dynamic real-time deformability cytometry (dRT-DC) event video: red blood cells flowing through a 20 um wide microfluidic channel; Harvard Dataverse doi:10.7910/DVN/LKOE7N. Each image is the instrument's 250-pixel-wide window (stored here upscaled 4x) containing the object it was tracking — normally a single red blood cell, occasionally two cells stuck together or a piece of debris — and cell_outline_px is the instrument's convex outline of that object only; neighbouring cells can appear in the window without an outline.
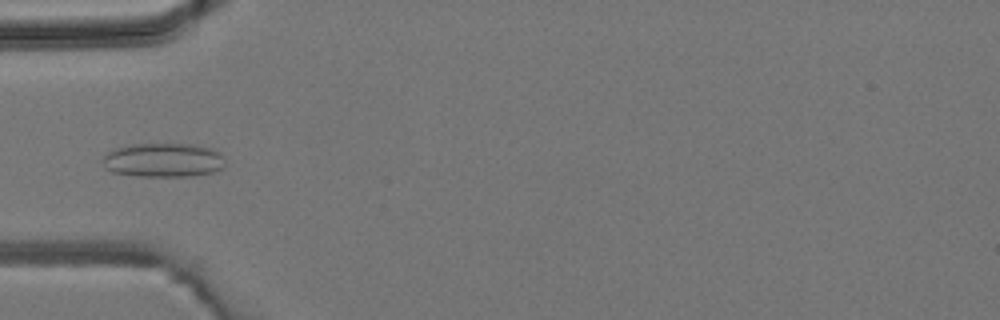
{"species": "common noctule bat (a hibernating species)", "species_latin": "Nyctalus noctula", "temperature_condition": "room temperature", "stored_images_in_passage": 4, "camera_frame_rate_fps": 3000, "um_per_image_px": 0.085, "animal": {"sex": "male", "body_mass_g": 19.2, "forearm_length_mm": 51.8}, "frame": {"image": 1, "passage_image": 4, "time_ms": 4.333, "image_size_px": [1000, 320], "cell_outline_px": [[224, 164], [220, 168], [212, 172], [188, 176], [136, 176], [112, 172], [104, 168], [104, 156], [108, 152], [116, 148], [132, 144], [192, 144], [212, 148], [220, 152], [224, 160]], "centroid_in_image_um": [13.87, 13.6], "position_along_channel_um": 71.1, "area_um2": 24.22}}